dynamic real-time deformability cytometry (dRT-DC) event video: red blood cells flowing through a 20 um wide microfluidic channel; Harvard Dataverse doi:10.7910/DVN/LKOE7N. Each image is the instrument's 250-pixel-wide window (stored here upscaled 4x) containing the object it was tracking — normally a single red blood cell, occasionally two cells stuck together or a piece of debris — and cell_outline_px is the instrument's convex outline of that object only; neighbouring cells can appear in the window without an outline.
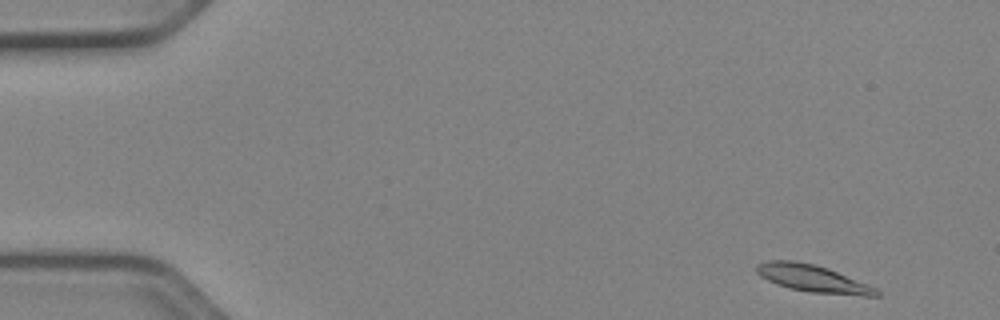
{"species": "Egyptian fruit bat (a non-hibernating species)", "species_latin": "Rousettus aegyptiacus", "temperature_condition": "cold", "stored_images_in_passage": 50, "camera_frame_rate_fps": 3000, "um_per_image_px": 0.085, "animal": {"sex": "female"}, "frame": {"image": 1, "passage_image": 2, "time_ms": 0.333, "image_size_px": [1000, 320], "cell_outline_px": [[880, 296], [864, 296], [812, 292], [792, 288], [776, 284], [760, 276], [756, 272], [756, 264], [764, 260], [792, 260], [812, 264], [828, 268], [876, 288], [880, 292]], "centroid_in_image_um": [69.05, 23.66], "position_along_channel_um": 15.9, "area_um2": 18.79}}
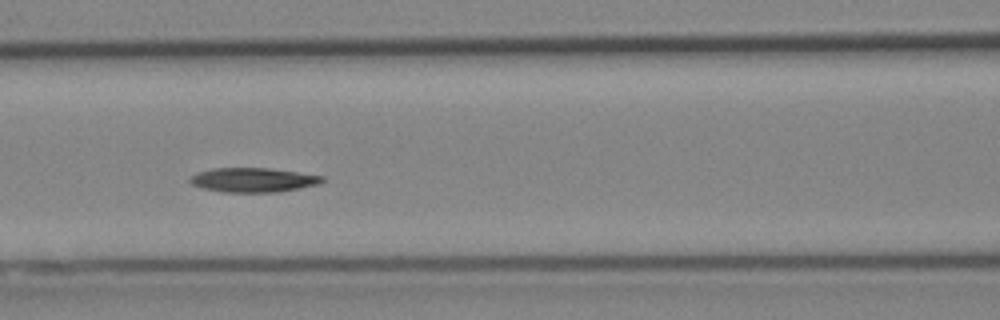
{"frame": {"image": 2, "passage_image": 21, "time_ms": 6.667, "image_size_px": [1000, 320], "cell_outline_px": [[324, 180], [320, 184], [280, 192], [224, 192], [200, 188], [192, 184], [188, 180], [188, 176], [196, 172], [212, 168], [268, 168], [324, 176]], "centroid_in_image_um": [21.46, 15.3], "position_along_channel_um": 145.1, "area_um2": 18.96}}
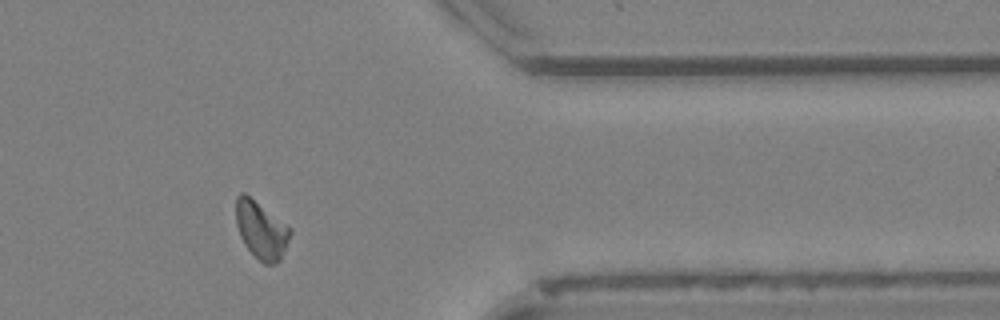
{"frame": {"image": 3, "passage_image": 41, "time_ms": 13.333, "image_size_px": [1000, 320], "cell_outline_px": [[292, 232], [280, 260], [276, 264], [264, 264], [244, 244], [240, 236], [236, 224], [236, 196], [240, 192], [244, 192], [292, 228]], "centroid_in_image_um": [22.2, 19.54], "position_along_channel_um": 389.2, "area_um2": 18.09}, "authors_computed_cell_mechanics": {"area_um2": 18.6116, "velocity_mm_per_s": 3.9092, "shape_relaxation_time_tau1_ms": 10.4338, "shape_relaxation_time_tau2_ms": null, "deformation_change_tau1": 0.2252, "deformation_change_tau2": null}}